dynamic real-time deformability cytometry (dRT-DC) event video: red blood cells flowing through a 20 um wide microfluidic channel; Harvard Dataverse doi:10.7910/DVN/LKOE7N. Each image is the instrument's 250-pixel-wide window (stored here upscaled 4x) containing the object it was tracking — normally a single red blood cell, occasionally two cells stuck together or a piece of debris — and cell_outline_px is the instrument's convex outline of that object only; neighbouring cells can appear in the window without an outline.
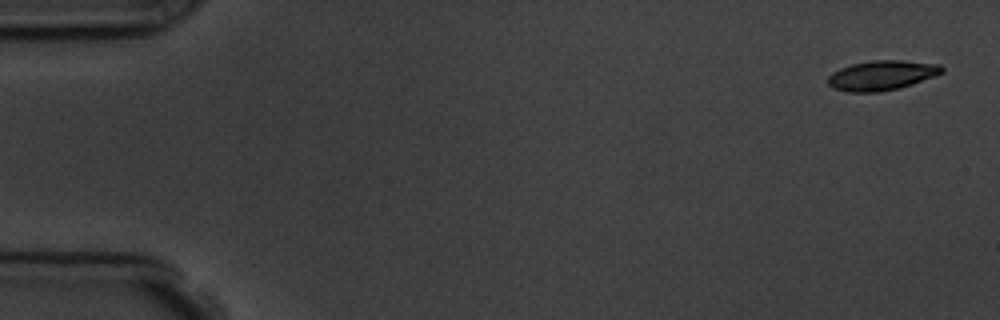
{"species": "common noctule bat (a hibernating species)", "species_latin": "Nyctalus noctula", "temperature_condition": "room temperature", "stored_images_in_passage": 5, "camera_frame_rate_fps": 3000, "um_per_image_px": 0.085, "animal": {"sex": "male", "body_mass_g": 19.5, "forearm_length_mm": 54.6}, "frame": {"image": 1, "passage_image": 1, "time_ms": 0.0, "image_size_px": [1000, 320], "cell_outline_px": [[944, 72], [936, 76], [900, 88], [876, 92], [848, 92], [832, 88], [828, 84], [828, 76], [832, 72], [840, 68], [852, 64], [872, 60], [900, 60], [940, 64], [944, 68]], "centroid_in_image_um": [74.96, 6.4], "position_along_channel_um": 10.0, "area_um2": 19.88}}
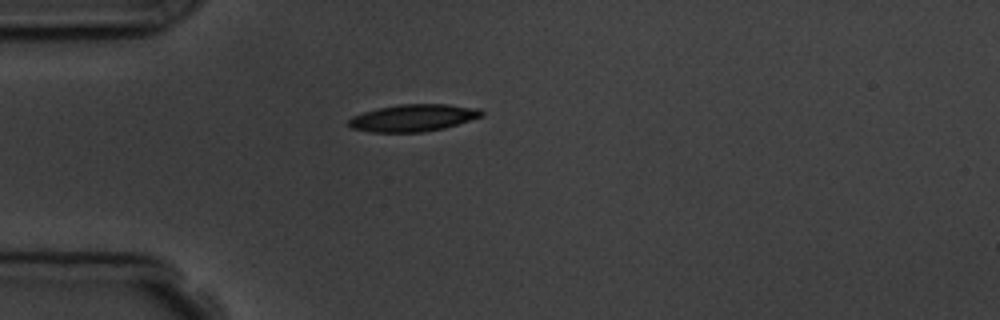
{"frame": {"image": 2, "passage_image": 5, "time_ms": 4.333, "image_size_px": [1000, 320], "cell_outline_px": [[484, 116], [444, 128], [424, 132], [372, 132], [352, 128], [348, 124], [348, 120], [352, 116], [376, 108], [400, 104], [448, 104], [480, 108], [484, 112]], "centroid_in_image_um": [35.15, 10.01], "position_along_channel_um": 49.8, "area_um2": 21.1}}